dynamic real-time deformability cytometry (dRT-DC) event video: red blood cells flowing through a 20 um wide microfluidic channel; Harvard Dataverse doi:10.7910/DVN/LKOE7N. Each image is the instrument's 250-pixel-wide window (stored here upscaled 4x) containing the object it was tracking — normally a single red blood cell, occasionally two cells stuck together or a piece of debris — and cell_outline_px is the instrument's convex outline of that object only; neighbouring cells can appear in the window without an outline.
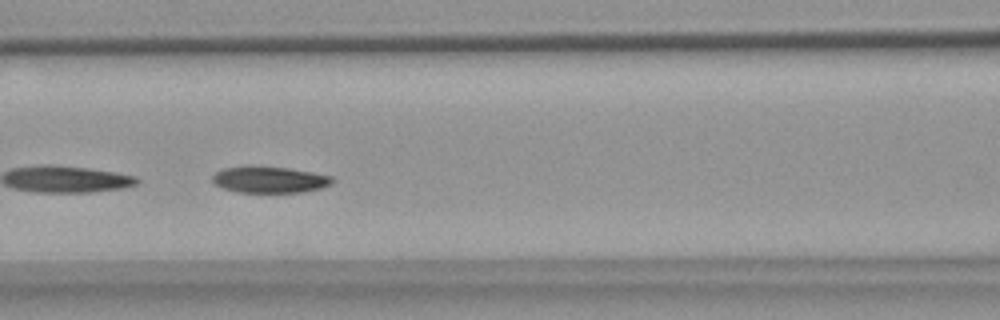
{"species": "common noctule bat (a hibernating species)", "species_latin": "Nyctalus noctula", "temperature_condition": "warm", "stored_images_in_passage": 22, "camera_frame_rate_fps": 3000, "um_per_image_px": 0.085, "animal": {"sex": "female", "body_mass_g": 18.4}, "frame": {"image": 1, "passage_image": 16, "time_ms": 5.0, "image_size_px": [1000, 320], "cell_outline_px": [[336, 180], [332, 184], [320, 188], [304, 192], [236, 192], [224, 188], [216, 184], [212, 180], [212, 176], [216, 172], [224, 168], [288, 168], [312, 172], [332, 176]], "centroid_in_image_um": [22.99, 15.3], "position_along_channel_um": 143.6, "area_um2": 17.86}}